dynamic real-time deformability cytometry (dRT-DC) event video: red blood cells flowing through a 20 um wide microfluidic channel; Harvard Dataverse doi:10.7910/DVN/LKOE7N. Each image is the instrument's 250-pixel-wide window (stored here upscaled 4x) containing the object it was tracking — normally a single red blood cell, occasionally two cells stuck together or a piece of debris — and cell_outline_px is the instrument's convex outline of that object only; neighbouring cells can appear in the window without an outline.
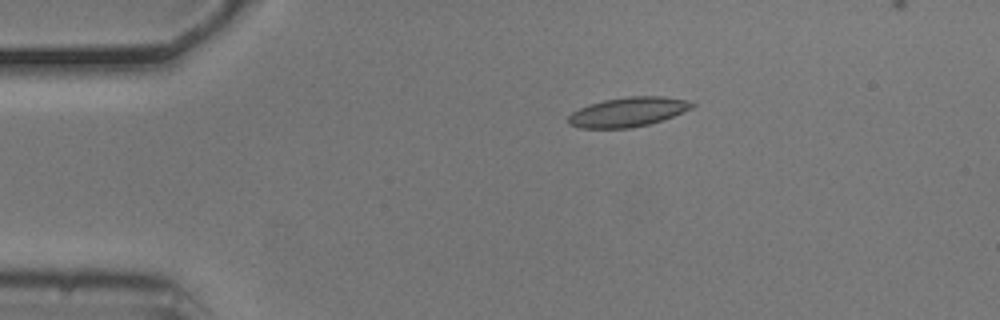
{"species": "common noctule bat (a hibernating species)", "species_latin": "Nyctalus noctula", "temperature_condition": "cold", "stored_images_in_passage": 6, "camera_frame_rate_fps": 3000, "um_per_image_px": 0.085, "animal": {"sex": "male", "body_mass_g": 20.5, "forearm_length_mm": 52.5}, "frame": {"image": 1, "passage_image": 1, "time_ms": 0.0, "image_size_px": [1000, 320], "cell_outline_px": [[696, 104], [692, 108], [672, 116], [648, 124], [632, 128], [580, 128], [568, 124], [568, 116], [572, 112], [588, 104], [604, 100], [628, 96], [664, 96], [684, 100]], "centroid_in_image_um": [53.33, 9.52], "position_along_channel_um": 31.7, "area_um2": 21.1}}